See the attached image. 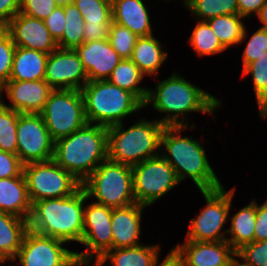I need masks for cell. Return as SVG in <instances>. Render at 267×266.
<instances>
[{
    "label": "cell",
    "instance_id": "27",
    "mask_svg": "<svg viewBox=\"0 0 267 266\" xmlns=\"http://www.w3.org/2000/svg\"><path fill=\"white\" fill-rule=\"evenodd\" d=\"M28 230V220L0 212V260H14Z\"/></svg>",
    "mask_w": 267,
    "mask_h": 266
},
{
    "label": "cell",
    "instance_id": "13",
    "mask_svg": "<svg viewBox=\"0 0 267 266\" xmlns=\"http://www.w3.org/2000/svg\"><path fill=\"white\" fill-rule=\"evenodd\" d=\"M66 242L28 230L14 262L21 266H81Z\"/></svg>",
    "mask_w": 267,
    "mask_h": 266
},
{
    "label": "cell",
    "instance_id": "26",
    "mask_svg": "<svg viewBox=\"0 0 267 266\" xmlns=\"http://www.w3.org/2000/svg\"><path fill=\"white\" fill-rule=\"evenodd\" d=\"M46 53L16 46L9 80L35 81L45 77Z\"/></svg>",
    "mask_w": 267,
    "mask_h": 266
},
{
    "label": "cell",
    "instance_id": "49",
    "mask_svg": "<svg viewBox=\"0 0 267 266\" xmlns=\"http://www.w3.org/2000/svg\"><path fill=\"white\" fill-rule=\"evenodd\" d=\"M258 115L262 120H267V98L261 102L258 106Z\"/></svg>",
    "mask_w": 267,
    "mask_h": 266
},
{
    "label": "cell",
    "instance_id": "1",
    "mask_svg": "<svg viewBox=\"0 0 267 266\" xmlns=\"http://www.w3.org/2000/svg\"><path fill=\"white\" fill-rule=\"evenodd\" d=\"M183 75L172 72L168 78L157 82L155 88H148L144 109L152 108L163 117L156 118L165 127H192L188 114L201 113L215 116L222 106V101L208 91L197 87ZM148 106V107H147ZM215 113V114H214ZM187 115V116H186Z\"/></svg>",
    "mask_w": 267,
    "mask_h": 266
},
{
    "label": "cell",
    "instance_id": "30",
    "mask_svg": "<svg viewBox=\"0 0 267 266\" xmlns=\"http://www.w3.org/2000/svg\"><path fill=\"white\" fill-rule=\"evenodd\" d=\"M198 57L215 56L227 51L219 42L207 21L198 20L187 40Z\"/></svg>",
    "mask_w": 267,
    "mask_h": 266
},
{
    "label": "cell",
    "instance_id": "34",
    "mask_svg": "<svg viewBox=\"0 0 267 266\" xmlns=\"http://www.w3.org/2000/svg\"><path fill=\"white\" fill-rule=\"evenodd\" d=\"M85 23H112V5L103 0H73Z\"/></svg>",
    "mask_w": 267,
    "mask_h": 266
},
{
    "label": "cell",
    "instance_id": "6",
    "mask_svg": "<svg viewBox=\"0 0 267 266\" xmlns=\"http://www.w3.org/2000/svg\"><path fill=\"white\" fill-rule=\"evenodd\" d=\"M80 91L87 123L108 128L144 111V104L133 93L108 80L88 81Z\"/></svg>",
    "mask_w": 267,
    "mask_h": 266
},
{
    "label": "cell",
    "instance_id": "8",
    "mask_svg": "<svg viewBox=\"0 0 267 266\" xmlns=\"http://www.w3.org/2000/svg\"><path fill=\"white\" fill-rule=\"evenodd\" d=\"M235 187L226 190L222 186L215 190L200 191L206 205L195 218L190 219L185 240L210 242L226 240L227 229L223 228L228 223L230 207H233Z\"/></svg>",
    "mask_w": 267,
    "mask_h": 266
},
{
    "label": "cell",
    "instance_id": "51",
    "mask_svg": "<svg viewBox=\"0 0 267 266\" xmlns=\"http://www.w3.org/2000/svg\"><path fill=\"white\" fill-rule=\"evenodd\" d=\"M8 25L0 20V38L7 33Z\"/></svg>",
    "mask_w": 267,
    "mask_h": 266
},
{
    "label": "cell",
    "instance_id": "15",
    "mask_svg": "<svg viewBox=\"0 0 267 266\" xmlns=\"http://www.w3.org/2000/svg\"><path fill=\"white\" fill-rule=\"evenodd\" d=\"M44 80L54 89L81 90L88 82L83 64L74 49L57 48L48 55Z\"/></svg>",
    "mask_w": 267,
    "mask_h": 266
},
{
    "label": "cell",
    "instance_id": "2",
    "mask_svg": "<svg viewBox=\"0 0 267 266\" xmlns=\"http://www.w3.org/2000/svg\"><path fill=\"white\" fill-rule=\"evenodd\" d=\"M192 127H165L161 135L160 154L175 170L180 183L187 178L199 191L215 190L224 186L209 163L206 150L198 138L183 136Z\"/></svg>",
    "mask_w": 267,
    "mask_h": 266
},
{
    "label": "cell",
    "instance_id": "46",
    "mask_svg": "<svg viewBox=\"0 0 267 266\" xmlns=\"http://www.w3.org/2000/svg\"><path fill=\"white\" fill-rule=\"evenodd\" d=\"M19 9L20 0H0V20L8 25Z\"/></svg>",
    "mask_w": 267,
    "mask_h": 266
},
{
    "label": "cell",
    "instance_id": "23",
    "mask_svg": "<svg viewBox=\"0 0 267 266\" xmlns=\"http://www.w3.org/2000/svg\"><path fill=\"white\" fill-rule=\"evenodd\" d=\"M163 45L154 34L137 39L130 59L145 77L158 78L159 69L165 64L169 55Z\"/></svg>",
    "mask_w": 267,
    "mask_h": 266
},
{
    "label": "cell",
    "instance_id": "22",
    "mask_svg": "<svg viewBox=\"0 0 267 266\" xmlns=\"http://www.w3.org/2000/svg\"><path fill=\"white\" fill-rule=\"evenodd\" d=\"M32 203L23 172L16 177L0 178V212L28 220Z\"/></svg>",
    "mask_w": 267,
    "mask_h": 266
},
{
    "label": "cell",
    "instance_id": "40",
    "mask_svg": "<svg viewBox=\"0 0 267 266\" xmlns=\"http://www.w3.org/2000/svg\"><path fill=\"white\" fill-rule=\"evenodd\" d=\"M57 6L54 0H20L19 13L44 20Z\"/></svg>",
    "mask_w": 267,
    "mask_h": 266
},
{
    "label": "cell",
    "instance_id": "19",
    "mask_svg": "<svg viewBox=\"0 0 267 266\" xmlns=\"http://www.w3.org/2000/svg\"><path fill=\"white\" fill-rule=\"evenodd\" d=\"M74 50L83 64L88 81L107 80L122 60L108 39L83 42Z\"/></svg>",
    "mask_w": 267,
    "mask_h": 266
},
{
    "label": "cell",
    "instance_id": "54",
    "mask_svg": "<svg viewBox=\"0 0 267 266\" xmlns=\"http://www.w3.org/2000/svg\"><path fill=\"white\" fill-rule=\"evenodd\" d=\"M165 1H166V2L168 1V2H169L170 0H165ZM171 1H173V0H171ZM179 1H180V0H179ZM187 2H188V0H182V3H183V5H184L183 7L186 6Z\"/></svg>",
    "mask_w": 267,
    "mask_h": 266
},
{
    "label": "cell",
    "instance_id": "41",
    "mask_svg": "<svg viewBox=\"0 0 267 266\" xmlns=\"http://www.w3.org/2000/svg\"><path fill=\"white\" fill-rule=\"evenodd\" d=\"M23 172V164L17 154L0 150V178H12Z\"/></svg>",
    "mask_w": 267,
    "mask_h": 266
},
{
    "label": "cell",
    "instance_id": "53",
    "mask_svg": "<svg viewBox=\"0 0 267 266\" xmlns=\"http://www.w3.org/2000/svg\"><path fill=\"white\" fill-rule=\"evenodd\" d=\"M11 262H14V261L13 260H0V265H4L5 263H7V264L9 263L7 266H16V264L14 265Z\"/></svg>",
    "mask_w": 267,
    "mask_h": 266
},
{
    "label": "cell",
    "instance_id": "44",
    "mask_svg": "<svg viewBox=\"0 0 267 266\" xmlns=\"http://www.w3.org/2000/svg\"><path fill=\"white\" fill-rule=\"evenodd\" d=\"M111 23L84 24L83 38L84 42L107 40L109 37Z\"/></svg>",
    "mask_w": 267,
    "mask_h": 266
},
{
    "label": "cell",
    "instance_id": "18",
    "mask_svg": "<svg viewBox=\"0 0 267 266\" xmlns=\"http://www.w3.org/2000/svg\"><path fill=\"white\" fill-rule=\"evenodd\" d=\"M173 249L182 258L184 266H228L230 259L236 254L226 240H185L177 243Z\"/></svg>",
    "mask_w": 267,
    "mask_h": 266
},
{
    "label": "cell",
    "instance_id": "10",
    "mask_svg": "<svg viewBox=\"0 0 267 266\" xmlns=\"http://www.w3.org/2000/svg\"><path fill=\"white\" fill-rule=\"evenodd\" d=\"M28 196L34 202L71 196L81 183L53 159L23 165Z\"/></svg>",
    "mask_w": 267,
    "mask_h": 266
},
{
    "label": "cell",
    "instance_id": "45",
    "mask_svg": "<svg viewBox=\"0 0 267 266\" xmlns=\"http://www.w3.org/2000/svg\"><path fill=\"white\" fill-rule=\"evenodd\" d=\"M266 2L267 0H237L239 15L252 19Z\"/></svg>",
    "mask_w": 267,
    "mask_h": 266
},
{
    "label": "cell",
    "instance_id": "43",
    "mask_svg": "<svg viewBox=\"0 0 267 266\" xmlns=\"http://www.w3.org/2000/svg\"><path fill=\"white\" fill-rule=\"evenodd\" d=\"M254 241L267 240V199L259 204L256 201V221Z\"/></svg>",
    "mask_w": 267,
    "mask_h": 266
},
{
    "label": "cell",
    "instance_id": "38",
    "mask_svg": "<svg viewBox=\"0 0 267 266\" xmlns=\"http://www.w3.org/2000/svg\"><path fill=\"white\" fill-rule=\"evenodd\" d=\"M16 45L7 32L0 38V87L9 81Z\"/></svg>",
    "mask_w": 267,
    "mask_h": 266
},
{
    "label": "cell",
    "instance_id": "9",
    "mask_svg": "<svg viewBox=\"0 0 267 266\" xmlns=\"http://www.w3.org/2000/svg\"><path fill=\"white\" fill-rule=\"evenodd\" d=\"M40 114L54 142L87 123L81 91L75 89L53 90Z\"/></svg>",
    "mask_w": 267,
    "mask_h": 266
},
{
    "label": "cell",
    "instance_id": "17",
    "mask_svg": "<svg viewBox=\"0 0 267 266\" xmlns=\"http://www.w3.org/2000/svg\"><path fill=\"white\" fill-rule=\"evenodd\" d=\"M7 32L18 47L50 54L58 48L44 20L17 13L9 22Z\"/></svg>",
    "mask_w": 267,
    "mask_h": 266
},
{
    "label": "cell",
    "instance_id": "5",
    "mask_svg": "<svg viewBox=\"0 0 267 266\" xmlns=\"http://www.w3.org/2000/svg\"><path fill=\"white\" fill-rule=\"evenodd\" d=\"M125 123L107 128L108 159L134 166L160 155L161 135L165 126L145 117L129 126ZM127 128V129H125Z\"/></svg>",
    "mask_w": 267,
    "mask_h": 266
},
{
    "label": "cell",
    "instance_id": "36",
    "mask_svg": "<svg viewBox=\"0 0 267 266\" xmlns=\"http://www.w3.org/2000/svg\"><path fill=\"white\" fill-rule=\"evenodd\" d=\"M139 37L127 27L112 21L108 41L112 48L122 57L130 58Z\"/></svg>",
    "mask_w": 267,
    "mask_h": 266
},
{
    "label": "cell",
    "instance_id": "55",
    "mask_svg": "<svg viewBox=\"0 0 267 266\" xmlns=\"http://www.w3.org/2000/svg\"><path fill=\"white\" fill-rule=\"evenodd\" d=\"M103 1H105V2L109 3L110 5H112L115 0H103Z\"/></svg>",
    "mask_w": 267,
    "mask_h": 266
},
{
    "label": "cell",
    "instance_id": "24",
    "mask_svg": "<svg viewBox=\"0 0 267 266\" xmlns=\"http://www.w3.org/2000/svg\"><path fill=\"white\" fill-rule=\"evenodd\" d=\"M161 246L159 244H145L138 246L110 249L94 265L103 266L109 261L108 266H153L160 258Z\"/></svg>",
    "mask_w": 267,
    "mask_h": 266
},
{
    "label": "cell",
    "instance_id": "28",
    "mask_svg": "<svg viewBox=\"0 0 267 266\" xmlns=\"http://www.w3.org/2000/svg\"><path fill=\"white\" fill-rule=\"evenodd\" d=\"M244 20L246 19L239 14H228L216 16L207 22L222 46L228 50L247 41L249 33Z\"/></svg>",
    "mask_w": 267,
    "mask_h": 266
},
{
    "label": "cell",
    "instance_id": "50",
    "mask_svg": "<svg viewBox=\"0 0 267 266\" xmlns=\"http://www.w3.org/2000/svg\"><path fill=\"white\" fill-rule=\"evenodd\" d=\"M228 266H250V265H248L241 257H239L237 254H235L230 259Z\"/></svg>",
    "mask_w": 267,
    "mask_h": 266
},
{
    "label": "cell",
    "instance_id": "4",
    "mask_svg": "<svg viewBox=\"0 0 267 266\" xmlns=\"http://www.w3.org/2000/svg\"><path fill=\"white\" fill-rule=\"evenodd\" d=\"M108 159L107 127L86 123L54 142L53 160L81 184Z\"/></svg>",
    "mask_w": 267,
    "mask_h": 266
},
{
    "label": "cell",
    "instance_id": "32",
    "mask_svg": "<svg viewBox=\"0 0 267 266\" xmlns=\"http://www.w3.org/2000/svg\"><path fill=\"white\" fill-rule=\"evenodd\" d=\"M64 12L66 24L62 38L57 42V46L63 49H75L84 42L83 29L85 21L74 3L64 6Z\"/></svg>",
    "mask_w": 267,
    "mask_h": 266
},
{
    "label": "cell",
    "instance_id": "31",
    "mask_svg": "<svg viewBox=\"0 0 267 266\" xmlns=\"http://www.w3.org/2000/svg\"><path fill=\"white\" fill-rule=\"evenodd\" d=\"M185 8L201 21L216 16L239 14L237 0H188Z\"/></svg>",
    "mask_w": 267,
    "mask_h": 266
},
{
    "label": "cell",
    "instance_id": "21",
    "mask_svg": "<svg viewBox=\"0 0 267 266\" xmlns=\"http://www.w3.org/2000/svg\"><path fill=\"white\" fill-rule=\"evenodd\" d=\"M150 14L144 0H115L112 4V21L138 37L154 34Z\"/></svg>",
    "mask_w": 267,
    "mask_h": 266
},
{
    "label": "cell",
    "instance_id": "42",
    "mask_svg": "<svg viewBox=\"0 0 267 266\" xmlns=\"http://www.w3.org/2000/svg\"><path fill=\"white\" fill-rule=\"evenodd\" d=\"M45 26L56 43L62 38L66 18L64 6H57L54 11L44 19Z\"/></svg>",
    "mask_w": 267,
    "mask_h": 266
},
{
    "label": "cell",
    "instance_id": "37",
    "mask_svg": "<svg viewBox=\"0 0 267 266\" xmlns=\"http://www.w3.org/2000/svg\"><path fill=\"white\" fill-rule=\"evenodd\" d=\"M242 53V69L258 58L267 57V29L259 27L248 38Z\"/></svg>",
    "mask_w": 267,
    "mask_h": 266
},
{
    "label": "cell",
    "instance_id": "52",
    "mask_svg": "<svg viewBox=\"0 0 267 266\" xmlns=\"http://www.w3.org/2000/svg\"><path fill=\"white\" fill-rule=\"evenodd\" d=\"M58 6H66L69 3H73V0H54Z\"/></svg>",
    "mask_w": 267,
    "mask_h": 266
},
{
    "label": "cell",
    "instance_id": "33",
    "mask_svg": "<svg viewBox=\"0 0 267 266\" xmlns=\"http://www.w3.org/2000/svg\"><path fill=\"white\" fill-rule=\"evenodd\" d=\"M20 113L0 104V150L17 154V124Z\"/></svg>",
    "mask_w": 267,
    "mask_h": 266
},
{
    "label": "cell",
    "instance_id": "20",
    "mask_svg": "<svg viewBox=\"0 0 267 266\" xmlns=\"http://www.w3.org/2000/svg\"><path fill=\"white\" fill-rule=\"evenodd\" d=\"M146 206L134 203L132 205L112 208L111 232L112 249L134 247L142 244V216Z\"/></svg>",
    "mask_w": 267,
    "mask_h": 266
},
{
    "label": "cell",
    "instance_id": "7",
    "mask_svg": "<svg viewBox=\"0 0 267 266\" xmlns=\"http://www.w3.org/2000/svg\"><path fill=\"white\" fill-rule=\"evenodd\" d=\"M88 198L110 208L136 203L133 191L132 166L103 161L81 184Z\"/></svg>",
    "mask_w": 267,
    "mask_h": 266
},
{
    "label": "cell",
    "instance_id": "11",
    "mask_svg": "<svg viewBox=\"0 0 267 266\" xmlns=\"http://www.w3.org/2000/svg\"><path fill=\"white\" fill-rule=\"evenodd\" d=\"M136 203L149 207L181 184L175 170L160 154L132 166Z\"/></svg>",
    "mask_w": 267,
    "mask_h": 266
},
{
    "label": "cell",
    "instance_id": "16",
    "mask_svg": "<svg viewBox=\"0 0 267 266\" xmlns=\"http://www.w3.org/2000/svg\"><path fill=\"white\" fill-rule=\"evenodd\" d=\"M54 89L44 80H9L1 87L2 103L20 114H40Z\"/></svg>",
    "mask_w": 267,
    "mask_h": 266
},
{
    "label": "cell",
    "instance_id": "39",
    "mask_svg": "<svg viewBox=\"0 0 267 266\" xmlns=\"http://www.w3.org/2000/svg\"><path fill=\"white\" fill-rule=\"evenodd\" d=\"M236 254L250 266H267V240L246 244Z\"/></svg>",
    "mask_w": 267,
    "mask_h": 266
},
{
    "label": "cell",
    "instance_id": "48",
    "mask_svg": "<svg viewBox=\"0 0 267 266\" xmlns=\"http://www.w3.org/2000/svg\"><path fill=\"white\" fill-rule=\"evenodd\" d=\"M257 19L262 24L260 27L267 29V2L261 7L258 14L256 15Z\"/></svg>",
    "mask_w": 267,
    "mask_h": 266
},
{
    "label": "cell",
    "instance_id": "14",
    "mask_svg": "<svg viewBox=\"0 0 267 266\" xmlns=\"http://www.w3.org/2000/svg\"><path fill=\"white\" fill-rule=\"evenodd\" d=\"M16 133L17 155L23 165L53 159L54 141L41 114H20Z\"/></svg>",
    "mask_w": 267,
    "mask_h": 266
},
{
    "label": "cell",
    "instance_id": "35",
    "mask_svg": "<svg viewBox=\"0 0 267 266\" xmlns=\"http://www.w3.org/2000/svg\"><path fill=\"white\" fill-rule=\"evenodd\" d=\"M241 76H251L257 106L267 98V57L258 58L249 63Z\"/></svg>",
    "mask_w": 267,
    "mask_h": 266
},
{
    "label": "cell",
    "instance_id": "12",
    "mask_svg": "<svg viewBox=\"0 0 267 266\" xmlns=\"http://www.w3.org/2000/svg\"><path fill=\"white\" fill-rule=\"evenodd\" d=\"M88 200L87 197L84 207L83 236L80 242L86 250L75 251L81 266L94 265L108 250L112 249V208L93 200L88 203Z\"/></svg>",
    "mask_w": 267,
    "mask_h": 266
},
{
    "label": "cell",
    "instance_id": "47",
    "mask_svg": "<svg viewBox=\"0 0 267 266\" xmlns=\"http://www.w3.org/2000/svg\"><path fill=\"white\" fill-rule=\"evenodd\" d=\"M163 259L164 260H159L158 258L153 266H184L182 258L176 253L173 248Z\"/></svg>",
    "mask_w": 267,
    "mask_h": 266
},
{
    "label": "cell",
    "instance_id": "25",
    "mask_svg": "<svg viewBox=\"0 0 267 266\" xmlns=\"http://www.w3.org/2000/svg\"><path fill=\"white\" fill-rule=\"evenodd\" d=\"M249 204L238 209L237 212L228 215V223L226 241L231 245L233 250L237 252L244 245L254 241V230L256 221V200L251 199Z\"/></svg>",
    "mask_w": 267,
    "mask_h": 266
},
{
    "label": "cell",
    "instance_id": "29",
    "mask_svg": "<svg viewBox=\"0 0 267 266\" xmlns=\"http://www.w3.org/2000/svg\"><path fill=\"white\" fill-rule=\"evenodd\" d=\"M144 78L145 76L130 58H122L107 80L133 93L144 104L148 94V87L141 84Z\"/></svg>",
    "mask_w": 267,
    "mask_h": 266
},
{
    "label": "cell",
    "instance_id": "3",
    "mask_svg": "<svg viewBox=\"0 0 267 266\" xmlns=\"http://www.w3.org/2000/svg\"><path fill=\"white\" fill-rule=\"evenodd\" d=\"M87 193L81 186L71 196L45 199L32 204L29 229L68 243H80Z\"/></svg>",
    "mask_w": 267,
    "mask_h": 266
},
{
    "label": "cell",
    "instance_id": "56",
    "mask_svg": "<svg viewBox=\"0 0 267 266\" xmlns=\"http://www.w3.org/2000/svg\"><path fill=\"white\" fill-rule=\"evenodd\" d=\"M2 92H1V87H0V104L2 103Z\"/></svg>",
    "mask_w": 267,
    "mask_h": 266
}]
</instances>
